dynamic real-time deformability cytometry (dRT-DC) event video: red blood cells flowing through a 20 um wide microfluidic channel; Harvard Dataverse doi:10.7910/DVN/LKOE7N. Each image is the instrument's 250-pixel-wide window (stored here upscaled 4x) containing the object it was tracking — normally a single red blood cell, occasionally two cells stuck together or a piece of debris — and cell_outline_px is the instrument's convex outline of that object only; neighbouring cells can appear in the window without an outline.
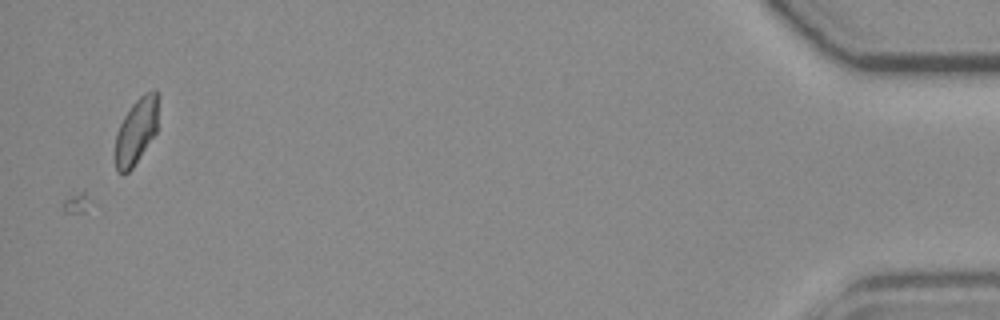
{"species": "common noctule bat (a hibernating species)", "species_latin": "Nyctalus noctula", "temperature_condition": "room temperature", "stored_images_in_passage": 56, "camera_frame_rate_fps": 3000, "um_per_image_px": 0.085, "animal": {"sex": "female", "body_mass_g": 19.3, "forearm_length_mm": 54.1}, "frame": {"image": 1, "passage_image": 56, "time_ms": 18.333, "image_size_px": [1000, 320], "cell_outline_px": [[160, 96], [156, 132], [132, 168], [128, 172], [116, 172], [116, 132], [124, 116], [132, 104], [144, 92], [152, 88], [156, 88], [160, 92]], "centroid_in_image_um": [11.64, 11.03], "position_along_channel_um": 423.6, "area_um2": 16.76}}